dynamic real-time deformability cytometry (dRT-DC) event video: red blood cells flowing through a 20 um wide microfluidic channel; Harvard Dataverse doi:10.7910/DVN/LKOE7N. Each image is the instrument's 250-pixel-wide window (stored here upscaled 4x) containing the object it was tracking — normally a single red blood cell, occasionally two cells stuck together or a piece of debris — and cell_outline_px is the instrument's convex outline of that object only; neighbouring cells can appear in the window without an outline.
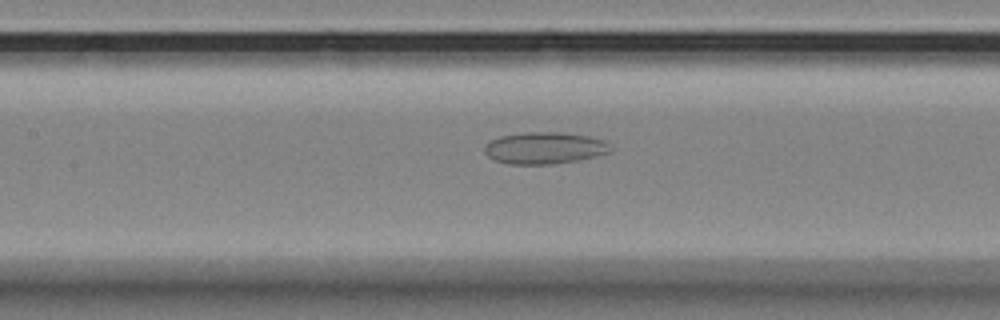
{"species": "Egyptian fruit bat (a non-hibernating species)", "species_latin": "Rousettus aegyptiacus", "temperature_condition": "room temperature", "stored_images_in_passage": 49, "camera_frame_rate_fps": 3000, "um_per_image_px": 0.085, "animal": {"sex": "female"}, "frame": {"image": 1, "passage_image": 18, "time_ms": 5.667, "image_size_px": [1000, 320], "cell_outline_px": [[612, 152], [596, 156], [576, 160], [552, 164], [508, 164], [496, 160], [488, 156], [484, 152], [484, 144], [500, 136], [524, 132], [564, 132], [588, 136], [604, 140], [612, 148]], "centroid_in_image_um": [46.29, 12.57], "position_along_channel_um": 161.1, "area_um2": 23.41}}
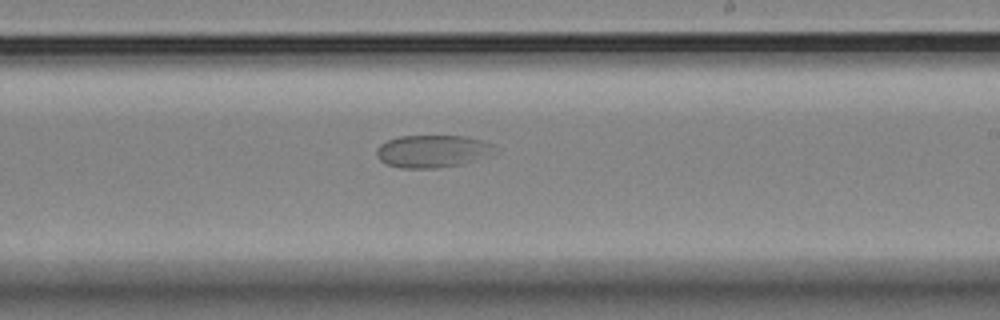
{"frame": {"image": 2, "passage_image": 26, "time_ms": 8.333, "image_size_px": [1000, 320], "cell_outline_px": [[492, 144], [480, 152], [460, 164], [436, 168], [400, 168], [384, 164], [376, 156], [376, 148], [380, 144], [388, 140], [400, 136], [464, 136], [480, 140]], "centroid_in_image_um": [36.44, 12.84], "position_along_channel_um": 252.6, "area_um2": 21.04}}
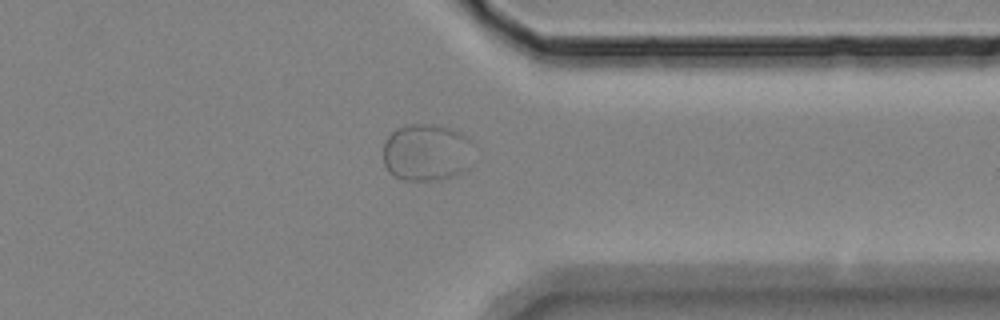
{"frame": {"image": 3, "passage_image": 37, "time_ms": 12.0, "image_size_px": [1000, 320], "cell_outline_px": [[468, 168], [456, 176], [440, 180], [404, 180], [392, 176], [388, 172], [384, 164], [384, 144], [388, 136], [396, 128], [408, 124], [432, 124], [448, 128], [460, 132], [468, 140]], "centroid_in_image_um": [36.18, 12.98], "position_along_channel_um": 375.2, "area_um2": 29.82}}